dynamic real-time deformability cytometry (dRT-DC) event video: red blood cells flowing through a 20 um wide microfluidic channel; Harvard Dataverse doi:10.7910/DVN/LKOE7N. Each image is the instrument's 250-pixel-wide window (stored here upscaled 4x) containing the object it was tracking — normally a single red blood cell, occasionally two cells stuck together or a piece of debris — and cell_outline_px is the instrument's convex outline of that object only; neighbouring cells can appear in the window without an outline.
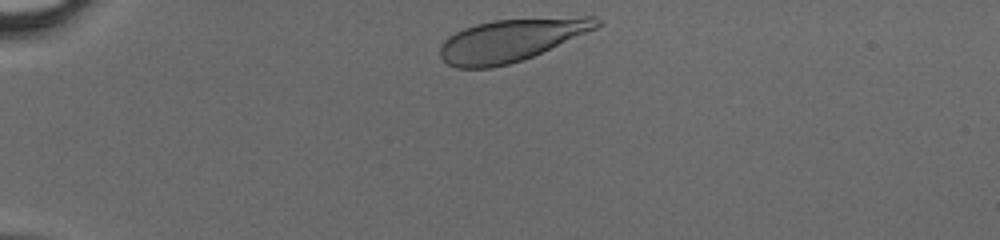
{"species": "human", "species_latin": "Homo sapiens", "temperature_condition": "cold", "stored_images_in_passage": 31, "camera_frame_rate_fps": 3000, "um_per_image_px": 0.085, "donor": {"sex": "male"}, "frame": {"image": 1, "passage_image": 1, "time_ms": 0.0, "image_size_px": [1000, 240], "cell_outline_px": [[604, 24], [596, 28], [524, 60], [492, 68], [456, 68], [448, 64], [440, 56], [440, 44], [448, 36], [464, 28], [476, 24], [496, 20], [584, 16], [596, 16]], "centroid_in_image_um": [43.44, 3.41], "position_along_channel_um": 41.6, "area_um2": 38.73}}
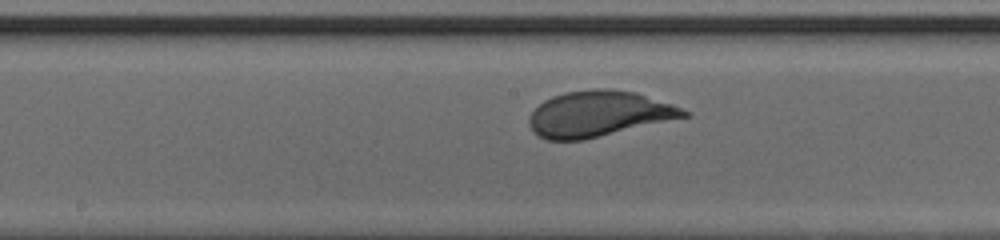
{"frame": {"image": 2, "passage_image": 15, "time_ms": 4.667, "image_size_px": [1000, 240], "cell_outline_px": [[692, 116], [584, 140], [548, 140], [532, 132], [528, 124], [528, 116], [544, 100], [552, 96], [564, 92], [592, 88], [608, 88], [636, 92], [672, 104], [692, 112]], "centroid_in_image_um": [50.92, 9.67], "position_along_channel_um": 197.3, "area_um2": 41.73}}
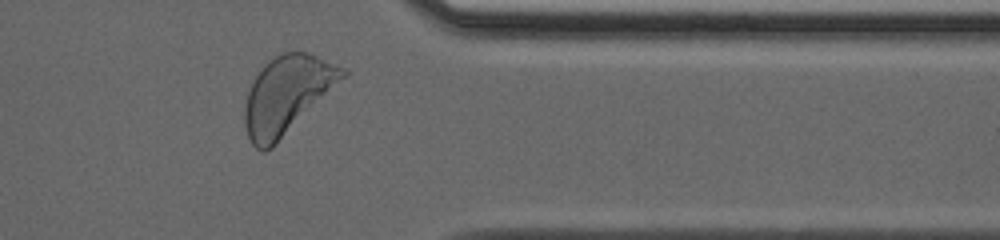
{"frame": {"image": 3, "passage_image": 28, "time_ms": 9.0, "image_size_px": [1000, 240], "cell_outline_px": [[348, 76], [272, 148], [264, 152], [256, 148], [252, 144], [248, 136], [244, 124], [244, 108], [248, 92], [252, 80], [264, 64], [280, 52], [308, 52], [344, 68], [348, 72]], "centroid_in_image_um": [24.4, 8.06], "position_along_channel_um": 387.0, "area_um2": 44.39}}